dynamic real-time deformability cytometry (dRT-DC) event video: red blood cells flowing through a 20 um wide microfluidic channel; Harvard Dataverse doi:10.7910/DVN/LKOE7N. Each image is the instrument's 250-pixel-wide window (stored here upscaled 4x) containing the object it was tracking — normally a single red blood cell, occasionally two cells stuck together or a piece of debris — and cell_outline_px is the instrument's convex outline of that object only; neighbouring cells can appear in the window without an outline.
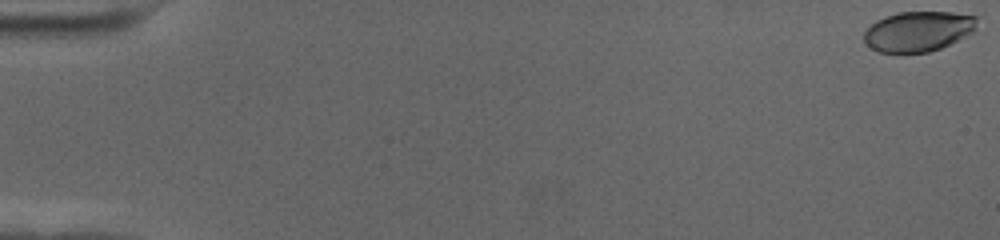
{"species": "human", "species_latin": "Homo sapiens", "temperature_condition": "cold", "stored_images_in_passage": 36, "camera_frame_rate_fps": 3000, "um_per_image_px": 0.085, "donor": {"sex": "female"}, "frame": {"image": 1, "passage_image": 1, "time_ms": 0.0, "image_size_px": [1000, 240], "cell_outline_px": [[976, 28], [972, 32], [940, 48], [928, 52], [876, 52], [864, 40], [864, 32], [876, 20], [884, 16], [900, 12], [952, 12], [976, 16]], "centroid_in_image_um": [78.03, 2.65], "position_along_channel_um": 7.0, "area_um2": 26.13}}
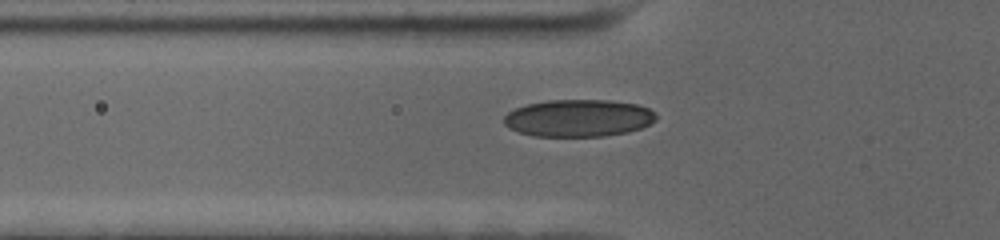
{"frame": {"image": 2, "passage_image": 21, "time_ms": 6.667, "image_size_px": [1000, 240], "cell_outline_px": [[656, 120], [640, 128], [628, 132], [604, 136], [536, 136], [520, 132], [508, 128], [504, 124], [504, 116], [508, 112], [516, 108], [528, 104], [548, 100], [608, 100], [636, 104], [648, 108], [656, 112]], "centroid_in_image_um": [49.17, 10.03], "position_along_channel_um": 76.6, "area_um2": 32.95}}
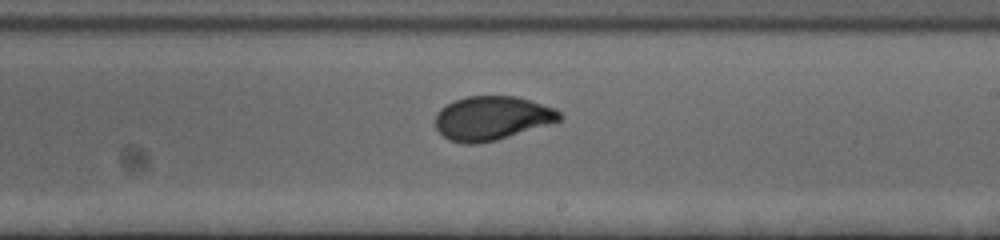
{"frame": {"image": 3, "passage_image": 35, "time_ms": 11.333, "image_size_px": [1000, 240], "cell_outline_px": [[564, 116], [560, 120], [548, 124], [496, 140], [476, 144], [464, 144], [448, 140], [436, 128], [436, 112], [440, 108], [464, 96], [516, 96], [532, 100], [556, 108]], "centroid_in_image_um": [41.82, 10.03], "position_along_channel_um": 247.2, "area_um2": 31.85}}